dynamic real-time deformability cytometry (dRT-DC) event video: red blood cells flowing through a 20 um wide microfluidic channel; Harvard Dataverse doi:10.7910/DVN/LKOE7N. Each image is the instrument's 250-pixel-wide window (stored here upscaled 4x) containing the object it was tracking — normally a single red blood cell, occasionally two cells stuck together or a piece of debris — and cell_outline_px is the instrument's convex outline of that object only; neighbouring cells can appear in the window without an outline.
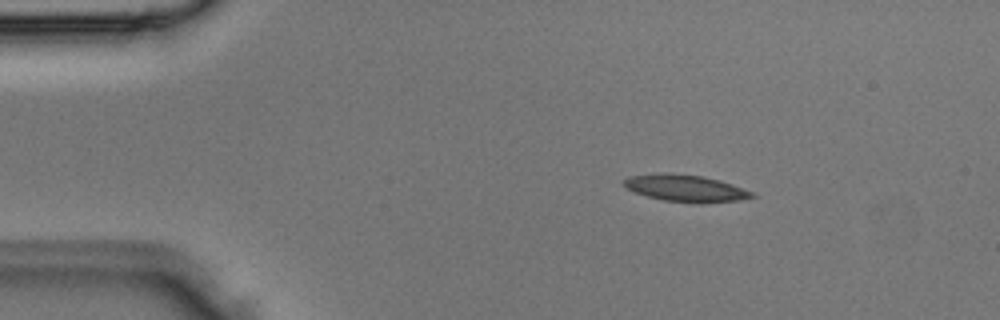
{"species": "Egyptian fruit bat (a non-hibernating species)", "species_latin": "Rousettus aegyptiacus", "temperature_condition": "room temperature", "stored_images_in_passage": 2, "camera_frame_rate_fps": 3000, "um_per_image_px": 0.085, "animal": {"sex": "male"}, "frame": {"image": 1, "passage_image": 1, "time_ms": 0.0, "image_size_px": [1000, 320], "cell_outline_px": [[756, 196], [740, 200], [664, 200], [648, 196], [636, 192], [628, 188], [624, 184], [624, 180], [628, 176], [656, 172], [668, 172], [704, 176], [720, 180], [756, 192]], "centroid_in_image_um": [58.26, 15.92], "position_along_channel_um": 26.7, "area_um2": 19.31}}